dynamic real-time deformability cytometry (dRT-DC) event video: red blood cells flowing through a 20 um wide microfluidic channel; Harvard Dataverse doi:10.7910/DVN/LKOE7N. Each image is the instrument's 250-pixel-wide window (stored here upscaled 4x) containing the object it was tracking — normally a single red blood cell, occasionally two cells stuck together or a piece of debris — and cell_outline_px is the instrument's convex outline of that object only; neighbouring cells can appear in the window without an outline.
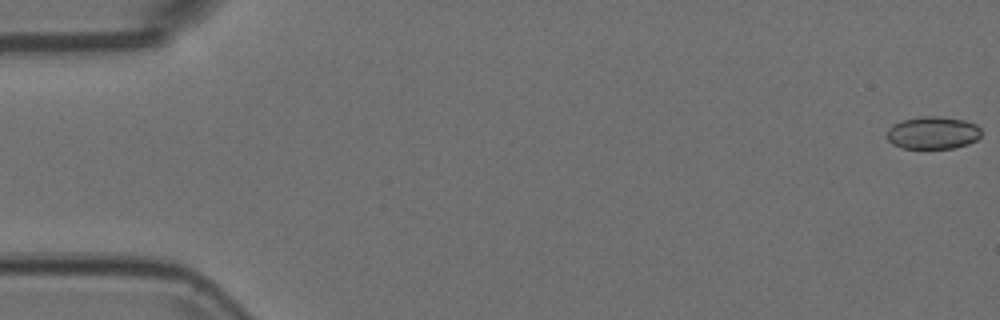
{"species": "Egyptian fruit bat (a non-hibernating species)", "species_latin": "Rousettus aegyptiacus", "temperature_condition": "room temperature", "stored_images_in_passage": 17, "camera_frame_rate_fps": 3000, "um_per_image_px": 0.085, "animal": {"sex": "female"}, "frame": {"image": 1, "passage_image": 1, "time_ms": 0.0, "image_size_px": [1000, 320], "cell_outline_px": [[980, 136], [976, 140], [968, 144], [952, 148], [904, 148], [892, 144], [888, 140], [888, 128], [892, 124], [900, 120], [920, 116], [940, 116], [964, 120], [976, 124], [980, 128]], "centroid_in_image_um": [79.28, 11.27], "position_along_channel_um": 5.7, "area_um2": 17.98}}
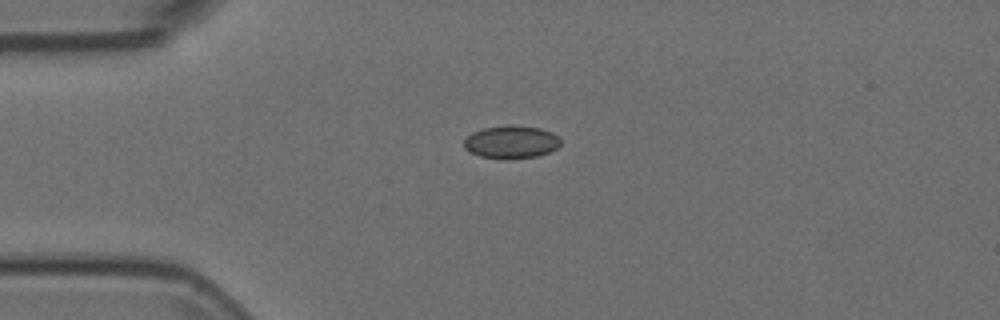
{"frame": {"image": 2, "passage_image": 14, "time_ms": 4.333, "image_size_px": [1000, 320], "cell_outline_px": [[560, 144], [556, 148], [548, 152], [536, 156], [480, 156], [468, 152], [464, 148], [464, 140], [472, 132], [484, 128], [540, 128], [552, 132], [560, 136]], "centroid_in_image_um": [43.46, 12.07], "position_along_channel_um": 41.5, "area_um2": 17.11}}